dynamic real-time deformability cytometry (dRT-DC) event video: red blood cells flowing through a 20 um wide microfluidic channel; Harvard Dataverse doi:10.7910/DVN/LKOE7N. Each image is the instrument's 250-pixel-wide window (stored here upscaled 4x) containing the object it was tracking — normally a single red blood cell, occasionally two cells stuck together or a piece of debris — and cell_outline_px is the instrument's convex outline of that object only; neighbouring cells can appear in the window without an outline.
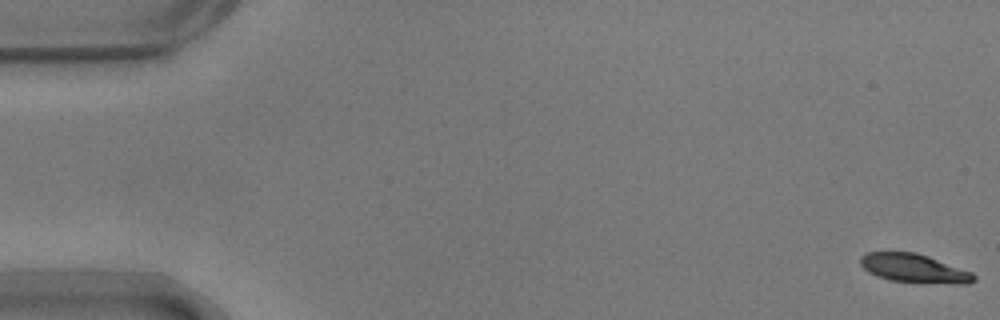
{"species": "common noctule bat (a hibernating species)", "species_latin": "Nyctalus noctula", "temperature_condition": "warm", "stored_images_in_passage": 7, "camera_frame_rate_fps": 3000, "um_per_image_px": 0.085, "animal": {"sex": "male", "body_mass_g": 17.9}, "frame": {"image": 1, "passage_image": 1, "time_ms": 0.0, "image_size_px": [1000, 320], "cell_outline_px": [[976, 280], [968, 284], [956, 284], [888, 280], [876, 276], [868, 272], [860, 264], [860, 256], [864, 252], [916, 252], [928, 256], [972, 272], [976, 276]], "centroid_in_image_um": [77.68, 22.8], "position_along_channel_um": 7.3, "area_um2": 19.02}}